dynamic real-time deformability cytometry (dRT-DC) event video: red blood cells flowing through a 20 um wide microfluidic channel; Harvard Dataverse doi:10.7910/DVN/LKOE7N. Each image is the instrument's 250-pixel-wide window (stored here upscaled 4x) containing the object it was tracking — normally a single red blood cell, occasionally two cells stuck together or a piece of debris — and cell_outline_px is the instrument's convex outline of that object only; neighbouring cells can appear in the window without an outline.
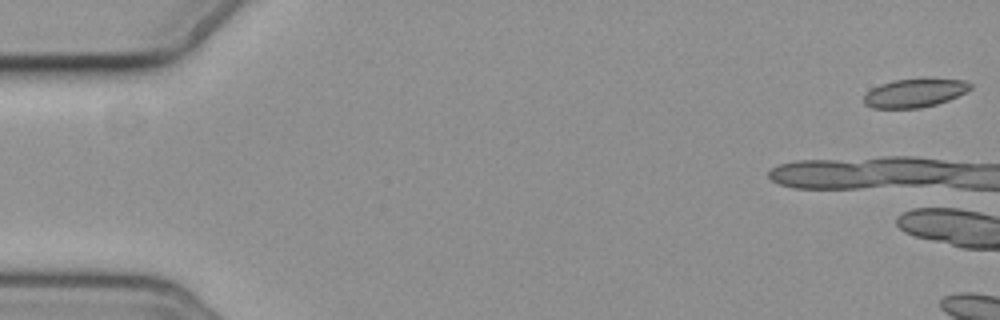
{"species": "common noctule bat (a hibernating species)", "species_latin": "Nyctalus noctula", "temperature_condition": "cold", "stored_images_in_passage": 7, "camera_frame_rate_fps": 3000, "um_per_image_px": 0.085, "animal": {"sex": "female", "body_mass_g": 19.3, "forearm_length_mm": 54.1}, "frame": {"image": 1, "passage_image": 1, "time_ms": 0.0, "image_size_px": [1000, 320], "cell_outline_px": [[972, 88], [948, 100], [936, 104], [920, 108], [872, 108], [864, 104], [864, 96], [872, 88], [880, 84], [896, 80], [964, 80], [972, 84]], "centroid_in_image_um": [77.71, 7.93], "position_along_channel_um": 7.3, "area_um2": 17.17}}